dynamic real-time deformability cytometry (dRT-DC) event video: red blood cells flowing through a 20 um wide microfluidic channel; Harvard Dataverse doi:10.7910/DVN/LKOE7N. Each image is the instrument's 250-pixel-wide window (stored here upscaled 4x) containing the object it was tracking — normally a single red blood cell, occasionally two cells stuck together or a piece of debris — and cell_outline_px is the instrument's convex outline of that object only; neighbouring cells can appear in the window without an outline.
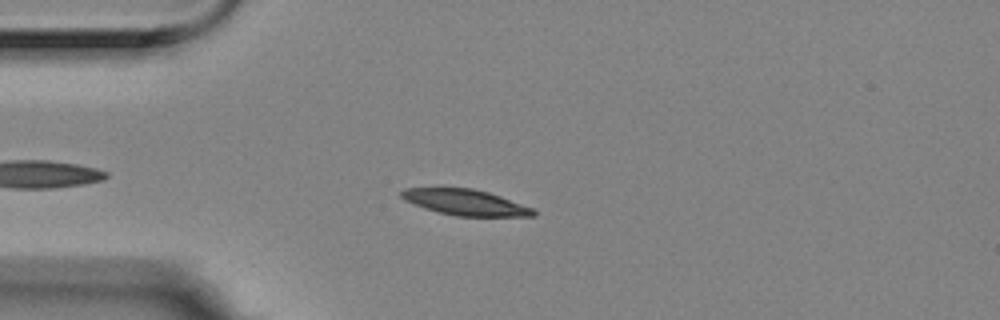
{"species": "Egyptian fruit bat (a non-hibernating species)", "species_latin": "Rousettus aegyptiacus", "temperature_condition": "room temperature", "stored_images_in_passage": 10, "camera_frame_rate_fps": 3000, "um_per_image_px": 0.085, "animal": {"sex": "female"}, "frame": {"image": 1, "passage_image": 5, "time_ms": 1.333, "image_size_px": [1000, 320], "cell_outline_px": [[536, 216], [456, 216], [424, 208], [404, 200], [400, 196], [400, 192], [404, 188], [472, 188], [488, 192], [500, 196], [532, 208], [536, 212]], "centroid_in_image_um": [39.53, 17.2], "position_along_channel_um": 45.5, "area_um2": 19.65}}
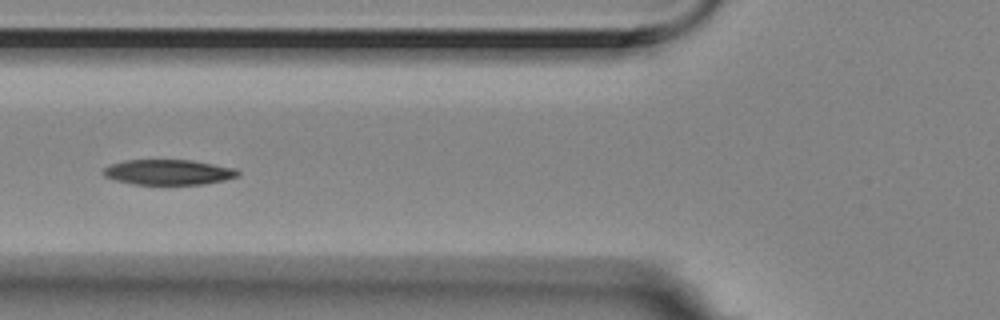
{"frame": {"image": 2, "passage_image": 7, "time_ms": 2.0, "image_size_px": [1000, 320], "cell_outline_px": [[240, 176], [224, 180], [204, 184], [132, 184], [116, 180], [104, 176], [100, 172], [104, 168], [112, 164], [128, 160], [192, 160], [236, 168], [240, 172]], "centroid_in_image_um": [14.34, 14.63], "position_along_channel_um": 111.5, "area_um2": 19.83}}
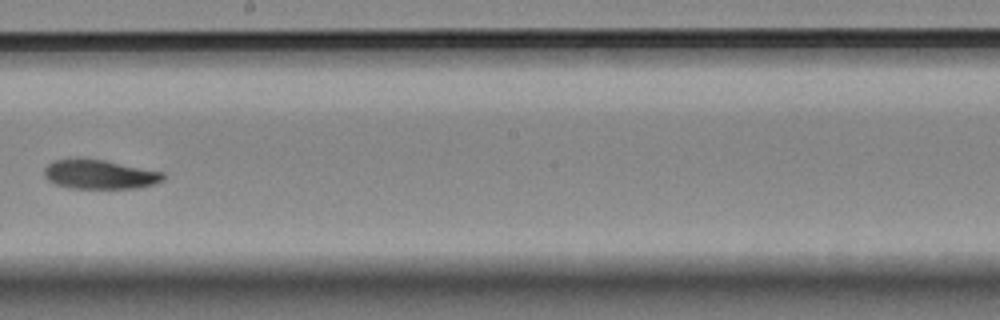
{"frame": {"image": 3, "passage_image": 10, "time_ms": 3.0, "image_size_px": [1000, 320], "cell_outline_px": [[168, 176], [164, 180], [140, 188], [72, 188], [56, 184], [48, 180], [44, 176], [44, 168], [52, 160], [104, 160], [164, 172]], "centroid_in_image_um": [8.52, 14.84], "position_along_channel_um": 239.7, "area_um2": 20.0}}